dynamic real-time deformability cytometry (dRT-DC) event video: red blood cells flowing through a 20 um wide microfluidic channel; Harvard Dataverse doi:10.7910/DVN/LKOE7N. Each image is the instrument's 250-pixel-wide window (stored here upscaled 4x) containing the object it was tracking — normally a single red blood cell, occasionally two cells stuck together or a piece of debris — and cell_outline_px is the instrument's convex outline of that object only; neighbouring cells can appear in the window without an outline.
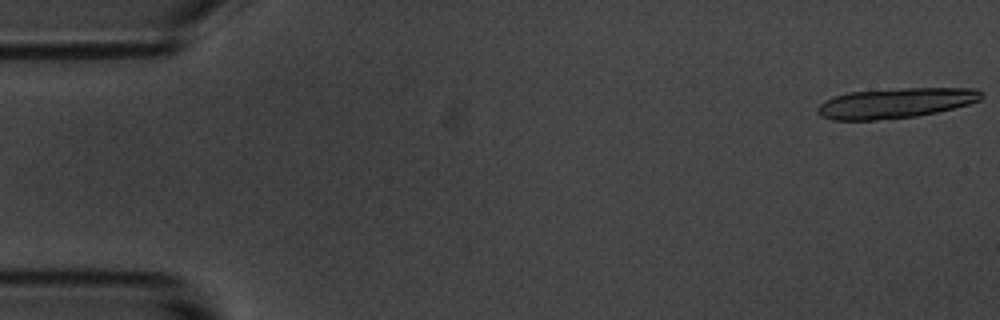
{"species": "common noctule bat (a hibernating species)", "species_latin": "Nyctalus noctula", "temperature_condition": "room temperature", "stored_images_in_passage": 9, "camera_frame_rate_fps": 3000, "um_per_image_px": 0.085, "animal": {"sex": "male", "body_mass_g": 20.1, "forearm_length_mm": 53.5}, "frame": {"image": 1, "passage_image": 1, "time_ms": 0.0, "image_size_px": [1000, 320], "cell_outline_px": [[984, 96], [980, 100], [968, 104], [936, 112], [916, 116], [876, 120], [832, 120], [820, 116], [816, 112], [816, 108], [824, 100], [832, 96], [848, 92], [904, 88], [976, 88]], "centroid_in_image_um": [76.06, 8.76], "position_along_channel_um": 8.9, "area_um2": 28.84}}
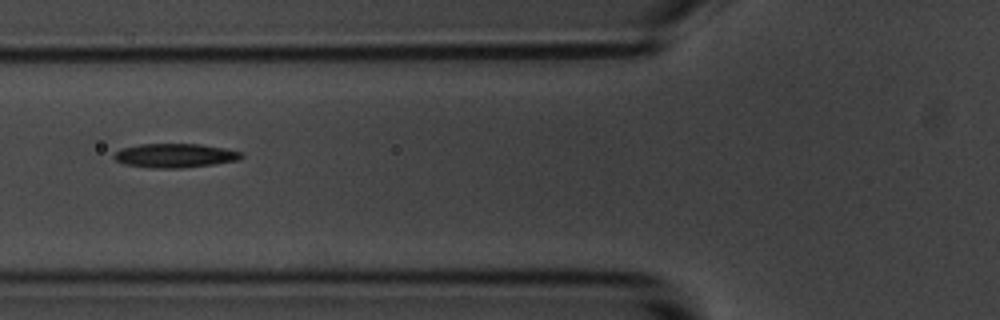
{"frame": {"image": 2, "passage_image": 7, "time_ms": 7.0, "image_size_px": [1000, 320], "cell_outline_px": [[244, 156], [236, 160], [212, 164], [180, 168], [152, 168], [124, 164], [116, 160], [112, 156], [120, 148], [140, 144], [200, 144], [224, 148], [244, 152]], "centroid_in_image_um": [14.85, 13.21], "position_along_channel_um": 110.9, "area_um2": 17.8}}
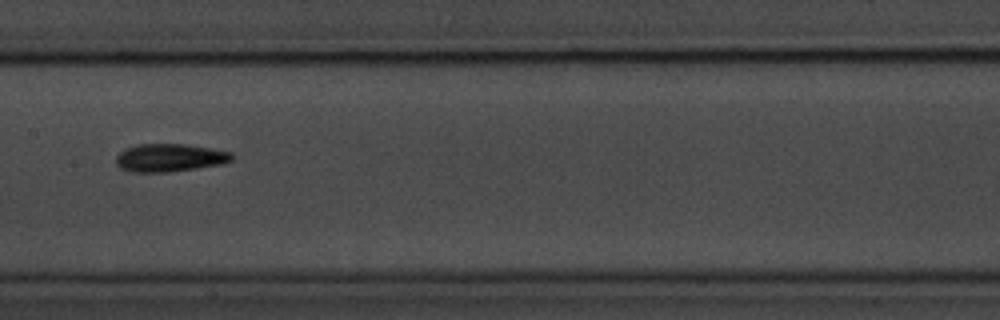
{"frame": {"image": 3, "passage_image": 9, "time_ms": 9.333, "image_size_px": [1000, 320], "cell_outline_px": [[236, 156], [232, 160], [224, 164], [168, 172], [132, 172], [120, 168], [116, 164], [116, 156], [124, 148], [136, 144], [184, 144], [212, 148], [232, 152]], "centroid_in_image_um": [14.44, 13.4], "position_along_channel_um": 193.0, "area_um2": 19.13}}